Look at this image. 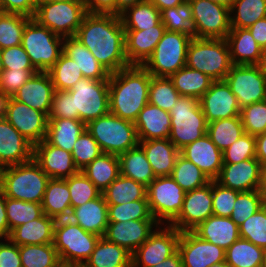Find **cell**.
I'll use <instances>...</instances> for the list:
<instances>
[{
	"mask_svg": "<svg viewBox=\"0 0 266 267\" xmlns=\"http://www.w3.org/2000/svg\"><path fill=\"white\" fill-rule=\"evenodd\" d=\"M109 72L129 65L125 30L119 15L87 13L75 36Z\"/></svg>",
	"mask_w": 266,
	"mask_h": 267,
	"instance_id": "cell-1",
	"label": "cell"
},
{
	"mask_svg": "<svg viewBox=\"0 0 266 267\" xmlns=\"http://www.w3.org/2000/svg\"><path fill=\"white\" fill-rule=\"evenodd\" d=\"M152 75L139 65H130L109 76L110 113L135 122L148 103Z\"/></svg>",
	"mask_w": 266,
	"mask_h": 267,
	"instance_id": "cell-2",
	"label": "cell"
},
{
	"mask_svg": "<svg viewBox=\"0 0 266 267\" xmlns=\"http://www.w3.org/2000/svg\"><path fill=\"white\" fill-rule=\"evenodd\" d=\"M50 177L32 158L30 161L3 168L1 190L6 197L42 203Z\"/></svg>",
	"mask_w": 266,
	"mask_h": 267,
	"instance_id": "cell-3",
	"label": "cell"
},
{
	"mask_svg": "<svg viewBox=\"0 0 266 267\" xmlns=\"http://www.w3.org/2000/svg\"><path fill=\"white\" fill-rule=\"evenodd\" d=\"M186 66L224 80L233 66L226 39L192 38L187 50Z\"/></svg>",
	"mask_w": 266,
	"mask_h": 267,
	"instance_id": "cell-4",
	"label": "cell"
},
{
	"mask_svg": "<svg viewBox=\"0 0 266 267\" xmlns=\"http://www.w3.org/2000/svg\"><path fill=\"white\" fill-rule=\"evenodd\" d=\"M103 153L119 156L139 145L135 123L108 113L86 125Z\"/></svg>",
	"mask_w": 266,
	"mask_h": 267,
	"instance_id": "cell-5",
	"label": "cell"
},
{
	"mask_svg": "<svg viewBox=\"0 0 266 267\" xmlns=\"http://www.w3.org/2000/svg\"><path fill=\"white\" fill-rule=\"evenodd\" d=\"M169 140L180 150L207 133L208 123L198 98L180 96L169 112Z\"/></svg>",
	"mask_w": 266,
	"mask_h": 267,
	"instance_id": "cell-6",
	"label": "cell"
},
{
	"mask_svg": "<svg viewBox=\"0 0 266 267\" xmlns=\"http://www.w3.org/2000/svg\"><path fill=\"white\" fill-rule=\"evenodd\" d=\"M64 38L30 18L26 24L21 45L31 63L40 72H47L63 53Z\"/></svg>",
	"mask_w": 266,
	"mask_h": 267,
	"instance_id": "cell-7",
	"label": "cell"
},
{
	"mask_svg": "<svg viewBox=\"0 0 266 267\" xmlns=\"http://www.w3.org/2000/svg\"><path fill=\"white\" fill-rule=\"evenodd\" d=\"M192 37L165 31L152 55L142 65L154 77H167L186 66L187 50Z\"/></svg>",
	"mask_w": 266,
	"mask_h": 267,
	"instance_id": "cell-8",
	"label": "cell"
},
{
	"mask_svg": "<svg viewBox=\"0 0 266 267\" xmlns=\"http://www.w3.org/2000/svg\"><path fill=\"white\" fill-rule=\"evenodd\" d=\"M99 239L100 236L85 231L69 218L58 219L55 223L53 245L60 261L84 264Z\"/></svg>",
	"mask_w": 266,
	"mask_h": 267,
	"instance_id": "cell-9",
	"label": "cell"
},
{
	"mask_svg": "<svg viewBox=\"0 0 266 267\" xmlns=\"http://www.w3.org/2000/svg\"><path fill=\"white\" fill-rule=\"evenodd\" d=\"M81 0L39 3L33 19L61 37H74L87 14Z\"/></svg>",
	"mask_w": 266,
	"mask_h": 267,
	"instance_id": "cell-10",
	"label": "cell"
},
{
	"mask_svg": "<svg viewBox=\"0 0 266 267\" xmlns=\"http://www.w3.org/2000/svg\"><path fill=\"white\" fill-rule=\"evenodd\" d=\"M74 112L84 124L104 116L109 110V80L82 78L70 90Z\"/></svg>",
	"mask_w": 266,
	"mask_h": 267,
	"instance_id": "cell-11",
	"label": "cell"
},
{
	"mask_svg": "<svg viewBox=\"0 0 266 267\" xmlns=\"http://www.w3.org/2000/svg\"><path fill=\"white\" fill-rule=\"evenodd\" d=\"M186 192L171 176L156 177L147 187L150 211L156 221L170 225L179 215Z\"/></svg>",
	"mask_w": 266,
	"mask_h": 267,
	"instance_id": "cell-12",
	"label": "cell"
},
{
	"mask_svg": "<svg viewBox=\"0 0 266 267\" xmlns=\"http://www.w3.org/2000/svg\"><path fill=\"white\" fill-rule=\"evenodd\" d=\"M0 113L33 145L46 138L48 116L12 97L0 100Z\"/></svg>",
	"mask_w": 266,
	"mask_h": 267,
	"instance_id": "cell-13",
	"label": "cell"
},
{
	"mask_svg": "<svg viewBox=\"0 0 266 267\" xmlns=\"http://www.w3.org/2000/svg\"><path fill=\"white\" fill-rule=\"evenodd\" d=\"M224 80L240 108L266 100V76L257 65H233Z\"/></svg>",
	"mask_w": 266,
	"mask_h": 267,
	"instance_id": "cell-14",
	"label": "cell"
},
{
	"mask_svg": "<svg viewBox=\"0 0 266 267\" xmlns=\"http://www.w3.org/2000/svg\"><path fill=\"white\" fill-rule=\"evenodd\" d=\"M197 38L226 39L231 29L230 8L210 0H188Z\"/></svg>",
	"mask_w": 266,
	"mask_h": 267,
	"instance_id": "cell-15",
	"label": "cell"
},
{
	"mask_svg": "<svg viewBox=\"0 0 266 267\" xmlns=\"http://www.w3.org/2000/svg\"><path fill=\"white\" fill-rule=\"evenodd\" d=\"M158 228L131 254L132 267L156 266L177 251L181 232L170 225Z\"/></svg>",
	"mask_w": 266,
	"mask_h": 267,
	"instance_id": "cell-16",
	"label": "cell"
},
{
	"mask_svg": "<svg viewBox=\"0 0 266 267\" xmlns=\"http://www.w3.org/2000/svg\"><path fill=\"white\" fill-rule=\"evenodd\" d=\"M212 180L195 190L187 191L178 217L170 224L178 231H192L213 215Z\"/></svg>",
	"mask_w": 266,
	"mask_h": 267,
	"instance_id": "cell-17",
	"label": "cell"
},
{
	"mask_svg": "<svg viewBox=\"0 0 266 267\" xmlns=\"http://www.w3.org/2000/svg\"><path fill=\"white\" fill-rule=\"evenodd\" d=\"M177 250L183 267H210L225 261V250L201 239L193 231L180 233Z\"/></svg>",
	"mask_w": 266,
	"mask_h": 267,
	"instance_id": "cell-18",
	"label": "cell"
},
{
	"mask_svg": "<svg viewBox=\"0 0 266 267\" xmlns=\"http://www.w3.org/2000/svg\"><path fill=\"white\" fill-rule=\"evenodd\" d=\"M199 102L207 123L239 116L241 110L225 80L213 81Z\"/></svg>",
	"mask_w": 266,
	"mask_h": 267,
	"instance_id": "cell-19",
	"label": "cell"
},
{
	"mask_svg": "<svg viewBox=\"0 0 266 267\" xmlns=\"http://www.w3.org/2000/svg\"><path fill=\"white\" fill-rule=\"evenodd\" d=\"M156 220L109 222L104 235L109 242L124 247L131 254L158 228Z\"/></svg>",
	"mask_w": 266,
	"mask_h": 267,
	"instance_id": "cell-20",
	"label": "cell"
},
{
	"mask_svg": "<svg viewBox=\"0 0 266 267\" xmlns=\"http://www.w3.org/2000/svg\"><path fill=\"white\" fill-rule=\"evenodd\" d=\"M261 163L250 158L239 163H223L219 176L215 179L221 186L238 192L259 189Z\"/></svg>",
	"mask_w": 266,
	"mask_h": 267,
	"instance_id": "cell-21",
	"label": "cell"
},
{
	"mask_svg": "<svg viewBox=\"0 0 266 267\" xmlns=\"http://www.w3.org/2000/svg\"><path fill=\"white\" fill-rule=\"evenodd\" d=\"M33 159L52 179H66L79 172L71 152L51 145L46 139L34 145Z\"/></svg>",
	"mask_w": 266,
	"mask_h": 267,
	"instance_id": "cell-22",
	"label": "cell"
},
{
	"mask_svg": "<svg viewBox=\"0 0 266 267\" xmlns=\"http://www.w3.org/2000/svg\"><path fill=\"white\" fill-rule=\"evenodd\" d=\"M34 145L0 113V165L4 168L30 161Z\"/></svg>",
	"mask_w": 266,
	"mask_h": 267,
	"instance_id": "cell-23",
	"label": "cell"
},
{
	"mask_svg": "<svg viewBox=\"0 0 266 267\" xmlns=\"http://www.w3.org/2000/svg\"><path fill=\"white\" fill-rule=\"evenodd\" d=\"M180 155L200 168L210 180H215L223 166L222 151L206 133L198 140L180 149Z\"/></svg>",
	"mask_w": 266,
	"mask_h": 267,
	"instance_id": "cell-24",
	"label": "cell"
},
{
	"mask_svg": "<svg viewBox=\"0 0 266 267\" xmlns=\"http://www.w3.org/2000/svg\"><path fill=\"white\" fill-rule=\"evenodd\" d=\"M54 91L50 74L39 71L19 88L12 98L48 116L52 106Z\"/></svg>",
	"mask_w": 266,
	"mask_h": 267,
	"instance_id": "cell-25",
	"label": "cell"
},
{
	"mask_svg": "<svg viewBox=\"0 0 266 267\" xmlns=\"http://www.w3.org/2000/svg\"><path fill=\"white\" fill-rule=\"evenodd\" d=\"M165 31L162 22L146 30H125V53L129 65L142 66L152 55Z\"/></svg>",
	"mask_w": 266,
	"mask_h": 267,
	"instance_id": "cell-26",
	"label": "cell"
},
{
	"mask_svg": "<svg viewBox=\"0 0 266 267\" xmlns=\"http://www.w3.org/2000/svg\"><path fill=\"white\" fill-rule=\"evenodd\" d=\"M69 219L85 231L104 237L108 225V204L102 193L85 204L72 208Z\"/></svg>",
	"mask_w": 266,
	"mask_h": 267,
	"instance_id": "cell-27",
	"label": "cell"
},
{
	"mask_svg": "<svg viewBox=\"0 0 266 267\" xmlns=\"http://www.w3.org/2000/svg\"><path fill=\"white\" fill-rule=\"evenodd\" d=\"M201 239L227 250L240 238L239 226L230 218L212 215L192 230Z\"/></svg>",
	"mask_w": 266,
	"mask_h": 267,
	"instance_id": "cell-28",
	"label": "cell"
},
{
	"mask_svg": "<svg viewBox=\"0 0 266 267\" xmlns=\"http://www.w3.org/2000/svg\"><path fill=\"white\" fill-rule=\"evenodd\" d=\"M155 177L170 176L180 150L169 139L139 140Z\"/></svg>",
	"mask_w": 266,
	"mask_h": 267,
	"instance_id": "cell-29",
	"label": "cell"
},
{
	"mask_svg": "<svg viewBox=\"0 0 266 267\" xmlns=\"http://www.w3.org/2000/svg\"><path fill=\"white\" fill-rule=\"evenodd\" d=\"M139 140L169 139L171 116L168 111L147 103L134 122Z\"/></svg>",
	"mask_w": 266,
	"mask_h": 267,
	"instance_id": "cell-30",
	"label": "cell"
},
{
	"mask_svg": "<svg viewBox=\"0 0 266 267\" xmlns=\"http://www.w3.org/2000/svg\"><path fill=\"white\" fill-rule=\"evenodd\" d=\"M56 221V219L43 214L35 220L12 229L8 239L18 246L53 243Z\"/></svg>",
	"mask_w": 266,
	"mask_h": 267,
	"instance_id": "cell-31",
	"label": "cell"
},
{
	"mask_svg": "<svg viewBox=\"0 0 266 267\" xmlns=\"http://www.w3.org/2000/svg\"><path fill=\"white\" fill-rule=\"evenodd\" d=\"M233 65H257L262 48L248 28H231L226 38Z\"/></svg>",
	"mask_w": 266,
	"mask_h": 267,
	"instance_id": "cell-32",
	"label": "cell"
},
{
	"mask_svg": "<svg viewBox=\"0 0 266 267\" xmlns=\"http://www.w3.org/2000/svg\"><path fill=\"white\" fill-rule=\"evenodd\" d=\"M63 53L76 62L84 78L109 80L110 72L76 37H64Z\"/></svg>",
	"mask_w": 266,
	"mask_h": 267,
	"instance_id": "cell-33",
	"label": "cell"
},
{
	"mask_svg": "<svg viewBox=\"0 0 266 267\" xmlns=\"http://www.w3.org/2000/svg\"><path fill=\"white\" fill-rule=\"evenodd\" d=\"M44 214L56 220L69 218L71 213L70 191L65 179L48 181L41 203Z\"/></svg>",
	"mask_w": 266,
	"mask_h": 267,
	"instance_id": "cell-34",
	"label": "cell"
},
{
	"mask_svg": "<svg viewBox=\"0 0 266 267\" xmlns=\"http://www.w3.org/2000/svg\"><path fill=\"white\" fill-rule=\"evenodd\" d=\"M86 130V124L78 119L49 118L46 140L56 147L72 152L73 145Z\"/></svg>",
	"mask_w": 266,
	"mask_h": 267,
	"instance_id": "cell-35",
	"label": "cell"
},
{
	"mask_svg": "<svg viewBox=\"0 0 266 267\" xmlns=\"http://www.w3.org/2000/svg\"><path fill=\"white\" fill-rule=\"evenodd\" d=\"M84 265L87 267H132L131 253L124 247L100 237Z\"/></svg>",
	"mask_w": 266,
	"mask_h": 267,
	"instance_id": "cell-36",
	"label": "cell"
},
{
	"mask_svg": "<svg viewBox=\"0 0 266 267\" xmlns=\"http://www.w3.org/2000/svg\"><path fill=\"white\" fill-rule=\"evenodd\" d=\"M120 174L148 187L156 178L145 152L138 145L118 156Z\"/></svg>",
	"mask_w": 266,
	"mask_h": 267,
	"instance_id": "cell-37",
	"label": "cell"
},
{
	"mask_svg": "<svg viewBox=\"0 0 266 267\" xmlns=\"http://www.w3.org/2000/svg\"><path fill=\"white\" fill-rule=\"evenodd\" d=\"M81 171L102 193L120 175L118 156L102 153Z\"/></svg>",
	"mask_w": 266,
	"mask_h": 267,
	"instance_id": "cell-38",
	"label": "cell"
},
{
	"mask_svg": "<svg viewBox=\"0 0 266 267\" xmlns=\"http://www.w3.org/2000/svg\"><path fill=\"white\" fill-rule=\"evenodd\" d=\"M169 79L181 96L200 99L214 81L208 75L187 66L182 67Z\"/></svg>",
	"mask_w": 266,
	"mask_h": 267,
	"instance_id": "cell-39",
	"label": "cell"
},
{
	"mask_svg": "<svg viewBox=\"0 0 266 267\" xmlns=\"http://www.w3.org/2000/svg\"><path fill=\"white\" fill-rule=\"evenodd\" d=\"M119 16L124 30H146L161 22V12L149 0L127 8Z\"/></svg>",
	"mask_w": 266,
	"mask_h": 267,
	"instance_id": "cell-40",
	"label": "cell"
},
{
	"mask_svg": "<svg viewBox=\"0 0 266 267\" xmlns=\"http://www.w3.org/2000/svg\"><path fill=\"white\" fill-rule=\"evenodd\" d=\"M107 204H125L147 198V187L137 181L119 175L103 192Z\"/></svg>",
	"mask_w": 266,
	"mask_h": 267,
	"instance_id": "cell-41",
	"label": "cell"
},
{
	"mask_svg": "<svg viewBox=\"0 0 266 267\" xmlns=\"http://www.w3.org/2000/svg\"><path fill=\"white\" fill-rule=\"evenodd\" d=\"M264 256L265 249L243 238L225 250V262L229 267H262Z\"/></svg>",
	"mask_w": 266,
	"mask_h": 267,
	"instance_id": "cell-42",
	"label": "cell"
},
{
	"mask_svg": "<svg viewBox=\"0 0 266 267\" xmlns=\"http://www.w3.org/2000/svg\"><path fill=\"white\" fill-rule=\"evenodd\" d=\"M161 22L167 31L182 32L197 38V29L189 1L161 11Z\"/></svg>",
	"mask_w": 266,
	"mask_h": 267,
	"instance_id": "cell-43",
	"label": "cell"
},
{
	"mask_svg": "<svg viewBox=\"0 0 266 267\" xmlns=\"http://www.w3.org/2000/svg\"><path fill=\"white\" fill-rule=\"evenodd\" d=\"M244 133L240 115L208 123L207 134L222 152Z\"/></svg>",
	"mask_w": 266,
	"mask_h": 267,
	"instance_id": "cell-44",
	"label": "cell"
},
{
	"mask_svg": "<svg viewBox=\"0 0 266 267\" xmlns=\"http://www.w3.org/2000/svg\"><path fill=\"white\" fill-rule=\"evenodd\" d=\"M231 28H248L266 17V0H236L230 8ZM235 13V14H234Z\"/></svg>",
	"mask_w": 266,
	"mask_h": 267,
	"instance_id": "cell-45",
	"label": "cell"
},
{
	"mask_svg": "<svg viewBox=\"0 0 266 267\" xmlns=\"http://www.w3.org/2000/svg\"><path fill=\"white\" fill-rule=\"evenodd\" d=\"M170 176L185 192L200 188L211 181L200 168L180 154Z\"/></svg>",
	"mask_w": 266,
	"mask_h": 267,
	"instance_id": "cell-46",
	"label": "cell"
},
{
	"mask_svg": "<svg viewBox=\"0 0 266 267\" xmlns=\"http://www.w3.org/2000/svg\"><path fill=\"white\" fill-rule=\"evenodd\" d=\"M22 267H55L59 262V255L53 243L40 245L19 246Z\"/></svg>",
	"mask_w": 266,
	"mask_h": 267,
	"instance_id": "cell-47",
	"label": "cell"
},
{
	"mask_svg": "<svg viewBox=\"0 0 266 267\" xmlns=\"http://www.w3.org/2000/svg\"><path fill=\"white\" fill-rule=\"evenodd\" d=\"M47 72L51 76L54 90H70L73 85L84 78L76 62L64 53Z\"/></svg>",
	"mask_w": 266,
	"mask_h": 267,
	"instance_id": "cell-48",
	"label": "cell"
},
{
	"mask_svg": "<svg viewBox=\"0 0 266 267\" xmlns=\"http://www.w3.org/2000/svg\"><path fill=\"white\" fill-rule=\"evenodd\" d=\"M30 17L0 12V50L21 45L22 35Z\"/></svg>",
	"mask_w": 266,
	"mask_h": 267,
	"instance_id": "cell-49",
	"label": "cell"
},
{
	"mask_svg": "<svg viewBox=\"0 0 266 267\" xmlns=\"http://www.w3.org/2000/svg\"><path fill=\"white\" fill-rule=\"evenodd\" d=\"M6 214L9 230L41 217L44 212L41 203L6 197Z\"/></svg>",
	"mask_w": 266,
	"mask_h": 267,
	"instance_id": "cell-50",
	"label": "cell"
},
{
	"mask_svg": "<svg viewBox=\"0 0 266 267\" xmlns=\"http://www.w3.org/2000/svg\"><path fill=\"white\" fill-rule=\"evenodd\" d=\"M130 220H156L150 211L148 199L125 204H108V222Z\"/></svg>",
	"mask_w": 266,
	"mask_h": 267,
	"instance_id": "cell-51",
	"label": "cell"
},
{
	"mask_svg": "<svg viewBox=\"0 0 266 267\" xmlns=\"http://www.w3.org/2000/svg\"><path fill=\"white\" fill-rule=\"evenodd\" d=\"M181 95L167 77H151L148 103L170 112Z\"/></svg>",
	"mask_w": 266,
	"mask_h": 267,
	"instance_id": "cell-52",
	"label": "cell"
},
{
	"mask_svg": "<svg viewBox=\"0 0 266 267\" xmlns=\"http://www.w3.org/2000/svg\"><path fill=\"white\" fill-rule=\"evenodd\" d=\"M70 191L71 209L97 198L101 192L82 171L65 179Z\"/></svg>",
	"mask_w": 266,
	"mask_h": 267,
	"instance_id": "cell-53",
	"label": "cell"
},
{
	"mask_svg": "<svg viewBox=\"0 0 266 267\" xmlns=\"http://www.w3.org/2000/svg\"><path fill=\"white\" fill-rule=\"evenodd\" d=\"M240 238L266 249V205L239 226Z\"/></svg>",
	"mask_w": 266,
	"mask_h": 267,
	"instance_id": "cell-54",
	"label": "cell"
},
{
	"mask_svg": "<svg viewBox=\"0 0 266 267\" xmlns=\"http://www.w3.org/2000/svg\"><path fill=\"white\" fill-rule=\"evenodd\" d=\"M102 153L103 151L97 141L92 137L87 129L76 140L71 152L74 163L79 171L85 168Z\"/></svg>",
	"mask_w": 266,
	"mask_h": 267,
	"instance_id": "cell-55",
	"label": "cell"
},
{
	"mask_svg": "<svg viewBox=\"0 0 266 267\" xmlns=\"http://www.w3.org/2000/svg\"><path fill=\"white\" fill-rule=\"evenodd\" d=\"M239 115L245 133L256 136L266 132V100L241 108Z\"/></svg>",
	"mask_w": 266,
	"mask_h": 267,
	"instance_id": "cell-56",
	"label": "cell"
},
{
	"mask_svg": "<svg viewBox=\"0 0 266 267\" xmlns=\"http://www.w3.org/2000/svg\"><path fill=\"white\" fill-rule=\"evenodd\" d=\"M263 206L264 204L259 190L240 192L237 195L230 218L240 226Z\"/></svg>",
	"mask_w": 266,
	"mask_h": 267,
	"instance_id": "cell-57",
	"label": "cell"
},
{
	"mask_svg": "<svg viewBox=\"0 0 266 267\" xmlns=\"http://www.w3.org/2000/svg\"><path fill=\"white\" fill-rule=\"evenodd\" d=\"M223 163H239L256 158V140L254 135L242 134L236 141L222 152Z\"/></svg>",
	"mask_w": 266,
	"mask_h": 267,
	"instance_id": "cell-58",
	"label": "cell"
},
{
	"mask_svg": "<svg viewBox=\"0 0 266 267\" xmlns=\"http://www.w3.org/2000/svg\"><path fill=\"white\" fill-rule=\"evenodd\" d=\"M37 69H2L0 72V100L12 97L34 74Z\"/></svg>",
	"mask_w": 266,
	"mask_h": 267,
	"instance_id": "cell-59",
	"label": "cell"
},
{
	"mask_svg": "<svg viewBox=\"0 0 266 267\" xmlns=\"http://www.w3.org/2000/svg\"><path fill=\"white\" fill-rule=\"evenodd\" d=\"M239 193L212 180L213 215L230 217Z\"/></svg>",
	"mask_w": 266,
	"mask_h": 267,
	"instance_id": "cell-60",
	"label": "cell"
},
{
	"mask_svg": "<svg viewBox=\"0 0 266 267\" xmlns=\"http://www.w3.org/2000/svg\"><path fill=\"white\" fill-rule=\"evenodd\" d=\"M48 118L78 119L74 112L73 95L68 90H55Z\"/></svg>",
	"mask_w": 266,
	"mask_h": 267,
	"instance_id": "cell-61",
	"label": "cell"
},
{
	"mask_svg": "<svg viewBox=\"0 0 266 267\" xmlns=\"http://www.w3.org/2000/svg\"><path fill=\"white\" fill-rule=\"evenodd\" d=\"M3 69H36L22 45L1 50Z\"/></svg>",
	"mask_w": 266,
	"mask_h": 267,
	"instance_id": "cell-62",
	"label": "cell"
},
{
	"mask_svg": "<svg viewBox=\"0 0 266 267\" xmlns=\"http://www.w3.org/2000/svg\"><path fill=\"white\" fill-rule=\"evenodd\" d=\"M4 241L7 243L0 240V267H22L19 246L8 238Z\"/></svg>",
	"mask_w": 266,
	"mask_h": 267,
	"instance_id": "cell-63",
	"label": "cell"
},
{
	"mask_svg": "<svg viewBox=\"0 0 266 267\" xmlns=\"http://www.w3.org/2000/svg\"><path fill=\"white\" fill-rule=\"evenodd\" d=\"M36 0H2V12L21 14L33 18Z\"/></svg>",
	"mask_w": 266,
	"mask_h": 267,
	"instance_id": "cell-64",
	"label": "cell"
},
{
	"mask_svg": "<svg viewBox=\"0 0 266 267\" xmlns=\"http://www.w3.org/2000/svg\"><path fill=\"white\" fill-rule=\"evenodd\" d=\"M88 13L116 15V0H81Z\"/></svg>",
	"mask_w": 266,
	"mask_h": 267,
	"instance_id": "cell-65",
	"label": "cell"
},
{
	"mask_svg": "<svg viewBox=\"0 0 266 267\" xmlns=\"http://www.w3.org/2000/svg\"><path fill=\"white\" fill-rule=\"evenodd\" d=\"M255 41L261 48L266 47V17L257 20L253 25L248 27Z\"/></svg>",
	"mask_w": 266,
	"mask_h": 267,
	"instance_id": "cell-66",
	"label": "cell"
},
{
	"mask_svg": "<svg viewBox=\"0 0 266 267\" xmlns=\"http://www.w3.org/2000/svg\"><path fill=\"white\" fill-rule=\"evenodd\" d=\"M6 196L0 189V239H7L10 235L9 224L6 214Z\"/></svg>",
	"mask_w": 266,
	"mask_h": 267,
	"instance_id": "cell-67",
	"label": "cell"
},
{
	"mask_svg": "<svg viewBox=\"0 0 266 267\" xmlns=\"http://www.w3.org/2000/svg\"><path fill=\"white\" fill-rule=\"evenodd\" d=\"M256 159L262 166H266V132L255 136Z\"/></svg>",
	"mask_w": 266,
	"mask_h": 267,
	"instance_id": "cell-68",
	"label": "cell"
},
{
	"mask_svg": "<svg viewBox=\"0 0 266 267\" xmlns=\"http://www.w3.org/2000/svg\"><path fill=\"white\" fill-rule=\"evenodd\" d=\"M153 267H183L182 259L178 250L166 260Z\"/></svg>",
	"mask_w": 266,
	"mask_h": 267,
	"instance_id": "cell-69",
	"label": "cell"
},
{
	"mask_svg": "<svg viewBox=\"0 0 266 267\" xmlns=\"http://www.w3.org/2000/svg\"><path fill=\"white\" fill-rule=\"evenodd\" d=\"M151 1L161 12L162 10L170 7H176L184 3L187 0H149Z\"/></svg>",
	"mask_w": 266,
	"mask_h": 267,
	"instance_id": "cell-70",
	"label": "cell"
},
{
	"mask_svg": "<svg viewBox=\"0 0 266 267\" xmlns=\"http://www.w3.org/2000/svg\"><path fill=\"white\" fill-rule=\"evenodd\" d=\"M146 0H116V15H120L127 8Z\"/></svg>",
	"mask_w": 266,
	"mask_h": 267,
	"instance_id": "cell-71",
	"label": "cell"
},
{
	"mask_svg": "<svg viewBox=\"0 0 266 267\" xmlns=\"http://www.w3.org/2000/svg\"><path fill=\"white\" fill-rule=\"evenodd\" d=\"M259 193L262 197L263 204L266 205V166H262L259 184Z\"/></svg>",
	"mask_w": 266,
	"mask_h": 267,
	"instance_id": "cell-72",
	"label": "cell"
},
{
	"mask_svg": "<svg viewBox=\"0 0 266 267\" xmlns=\"http://www.w3.org/2000/svg\"><path fill=\"white\" fill-rule=\"evenodd\" d=\"M260 71L266 76V47L261 50V57L257 64Z\"/></svg>",
	"mask_w": 266,
	"mask_h": 267,
	"instance_id": "cell-73",
	"label": "cell"
},
{
	"mask_svg": "<svg viewBox=\"0 0 266 267\" xmlns=\"http://www.w3.org/2000/svg\"><path fill=\"white\" fill-rule=\"evenodd\" d=\"M210 1L219 3V4H222L226 7H228V8H231L234 5L236 0H210Z\"/></svg>",
	"mask_w": 266,
	"mask_h": 267,
	"instance_id": "cell-74",
	"label": "cell"
},
{
	"mask_svg": "<svg viewBox=\"0 0 266 267\" xmlns=\"http://www.w3.org/2000/svg\"><path fill=\"white\" fill-rule=\"evenodd\" d=\"M55 267H79V263L60 261Z\"/></svg>",
	"mask_w": 266,
	"mask_h": 267,
	"instance_id": "cell-75",
	"label": "cell"
},
{
	"mask_svg": "<svg viewBox=\"0 0 266 267\" xmlns=\"http://www.w3.org/2000/svg\"><path fill=\"white\" fill-rule=\"evenodd\" d=\"M66 2V1H77V0H36V4L39 3H50V2Z\"/></svg>",
	"mask_w": 266,
	"mask_h": 267,
	"instance_id": "cell-76",
	"label": "cell"
},
{
	"mask_svg": "<svg viewBox=\"0 0 266 267\" xmlns=\"http://www.w3.org/2000/svg\"><path fill=\"white\" fill-rule=\"evenodd\" d=\"M210 267H229V266L227 265V263L225 261H223V262H220V263H216V264H214V265H212Z\"/></svg>",
	"mask_w": 266,
	"mask_h": 267,
	"instance_id": "cell-77",
	"label": "cell"
},
{
	"mask_svg": "<svg viewBox=\"0 0 266 267\" xmlns=\"http://www.w3.org/2000/svg\"><path fill=\"white\" fill-rule=\"evenodd\" d=\"M2 171H3V167L0 165V189H1V181H2Z\"/></svg>",
	"mask_w": 266,
	"mask_h": 267,
	"instance_id": "cell-78",
	"label": "cell"
},
{
	"mask_svg": "<svg viewBox=\"0 0 266 267\" xmlns=\"http://www.w3.org/2000/svg\"><path fill=\"white\" fill-rule=\"evenodd\" d=\"M2 69H3L2 68V55H1V50H0V72H1Z\"/></svg>",
	"mask_w": 266,
	"mask_h": 267,
	"instance_id": "cell-79",
	"label": "cell"
},
{
	"mask_svg": "<svg viewBox=\"0 0 266 267\" xmlns=\"http://www.w3.org/2000/svg\"><path fill=\"white\" fill-rule=\"evenodd\" d=\"M262 267H266V249H265V256H264Z\"/></svg>",
	"mask_w": 266,
	"mask_h": 267,
	"instance_id": "cell-80",
	"label": "cell"
}]
</instances>
